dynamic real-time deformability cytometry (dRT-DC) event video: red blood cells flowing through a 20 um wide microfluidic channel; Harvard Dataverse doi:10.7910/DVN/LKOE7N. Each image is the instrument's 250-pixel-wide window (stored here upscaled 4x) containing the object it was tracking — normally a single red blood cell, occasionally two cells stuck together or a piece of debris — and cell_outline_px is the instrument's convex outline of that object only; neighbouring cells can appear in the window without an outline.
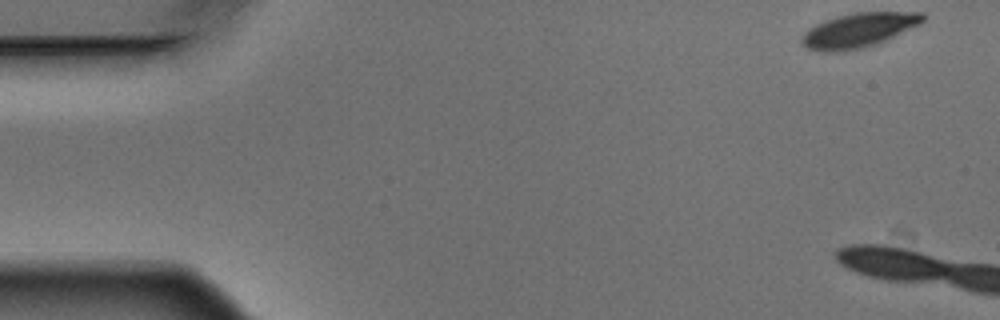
{"species": "Egyptian fruit bat (a non-hibernating species)", "species_latin": "Rousettus aegyptiacus", "temperature_condition": "warm", "stored_images_in_passage": 7, "camera_frame_rate_fps": 3000, "um_per_image_px": 0.085, "animal": {"sex": "male"}, "frame": {"image": 1, "passage_image": 1, "time_ms": 0.0, "image_size_px": [1000, 320], "cell_outline_px": [[924, 20], [876, 44], [860, 48], [836, 52], [820, 52], [808, 48], [800, 40], [804, 32], [808, 28], [824, 20], [836, 16], [856, 12], [924, 12]], "centroid_in_image_um": [72.9, 2.56], "position_along_channel_um": 12.1, "area_um2": 23.81}}